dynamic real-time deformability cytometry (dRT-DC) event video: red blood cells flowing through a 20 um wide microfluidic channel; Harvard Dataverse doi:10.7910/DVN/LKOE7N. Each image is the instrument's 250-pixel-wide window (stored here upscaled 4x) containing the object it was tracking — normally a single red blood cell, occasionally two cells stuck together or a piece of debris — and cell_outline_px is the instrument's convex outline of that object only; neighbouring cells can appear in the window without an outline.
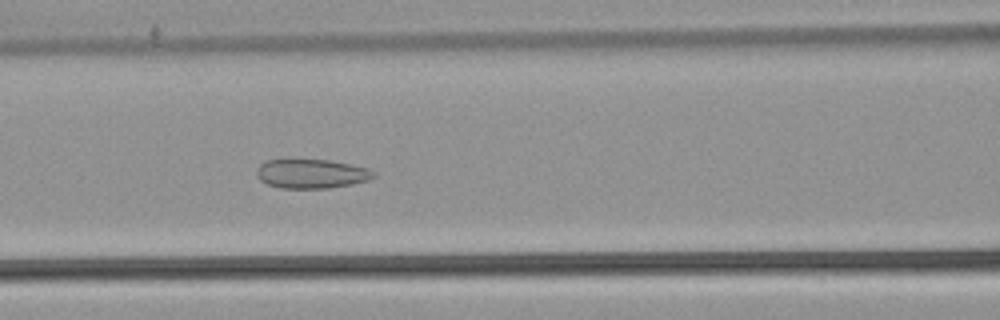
{"species": "common noctule bat (a hibernating species)", "species_latin": "Nyctalus noctula", "temperature_condition": "warm", "stored_images_in_passage": 40, "camera_frame_rate_fps": 3000, "um_per_image_px": 0.085, "animal": {"sex": "male", "body_mass_g": 21.5, "forearm_length_mm": 52.0}, "frame": {"image": 1, "passage_image": 16, "time_ms": 5.0, "image_size_px": [1000, 320], "cell_outline_px": [[376, 176], [368, 180], [352, 184], [328, 188], [280, 188], [268, 184], [260, 180], [256, 176], [256, 168], [264, 160], [328, 160], [368, 168], [376, 172]], "centroid_in_image_um": [26.46, 14.77], "position_along_channel_um": 140.1, "area_um2": 19.88}}
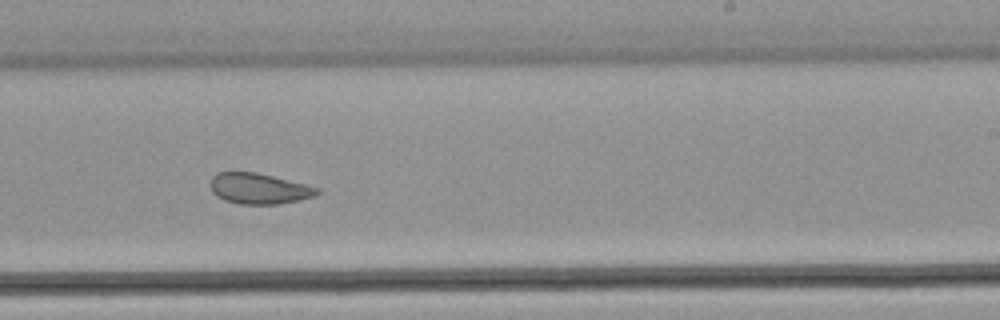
{"frame": {"image": 2, "passage_image": 26, "time_ms": 8.333, "image_size_px": [1000, 320], "cell_outline_px": [[320, 192], [312, 196], [300, 200], [280, 204], [240, 204], [224, 200], [216, 196], [212, 192], [212, 176], [216, 172], [256, 172], [308, 184], [320, 188]], "centroid_in_image_um": [22.04, 16.03], "position_along_channel_um": 267.0, "area_um2": 19.19}}
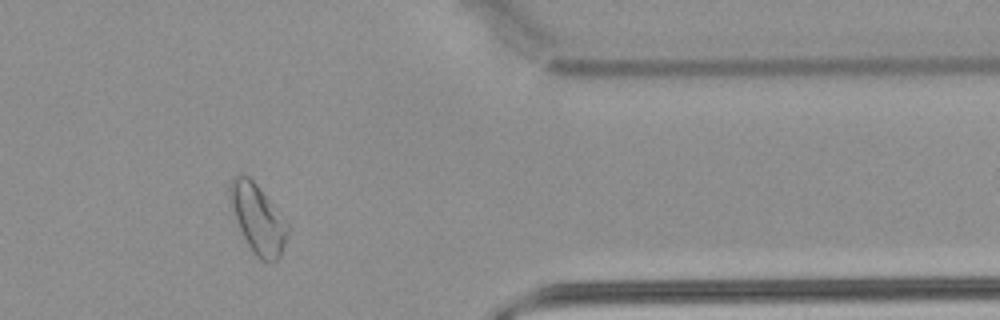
{"frame": {"image": 3, "passage_image": 37, "time_ms": 12.0, "image_size_px": [1000, 320], "cell_outline_px": [[288, 236], [280, 256], [276, 260], [268, 264], [260, 260], [252, 252], [228, 204], [228, 184], [232, 176], [240, 172], [248, 176], [256, 184], [288, 224]], "centroid_in_image_um": [21.86, 18.58], "position_along_channel_um": 389.5, "area_um2": 23.41}}